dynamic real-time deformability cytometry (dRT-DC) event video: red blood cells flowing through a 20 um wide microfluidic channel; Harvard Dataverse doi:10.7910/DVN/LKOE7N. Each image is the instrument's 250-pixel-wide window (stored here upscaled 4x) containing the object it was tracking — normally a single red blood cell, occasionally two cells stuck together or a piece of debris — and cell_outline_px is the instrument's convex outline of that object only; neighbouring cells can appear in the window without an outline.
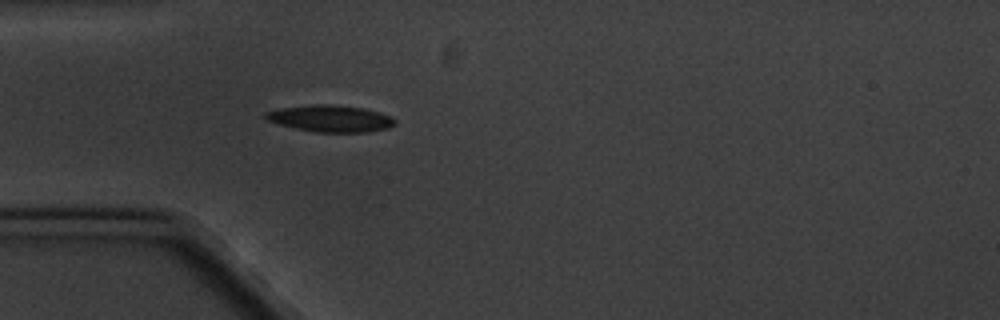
{"species": "common noctule bat (a hibernating species)", "species_latin": "Nyctalus noctula", "temperature_condition": "cold", "stored_images_in_passage": 4, "camera_frame_rate_fps": 3000, "um_per_image_px": 0.085, "animal": {"sex": "male", "body_mass_g": 20.1, "forearm_length_mm": 53.5}, "frame": {"image": 1, "passage_image": 4, "time_ms": 4.333, "image_size_px": [1000, 320], "cell_outline_px": [[396, 120], [388, 128], [368, 132], [316, 132], [296, 128], [280, 124], [268, 120], [264, 116], [264, 112], [280, 108], [312, 104], [332, 104], [364, 108], [380, 112], [392, 116]], "centroid_in_image_um": [28.1, 10.06], "position_along_channel_um": 56.9, "area_um2": 20.11}}